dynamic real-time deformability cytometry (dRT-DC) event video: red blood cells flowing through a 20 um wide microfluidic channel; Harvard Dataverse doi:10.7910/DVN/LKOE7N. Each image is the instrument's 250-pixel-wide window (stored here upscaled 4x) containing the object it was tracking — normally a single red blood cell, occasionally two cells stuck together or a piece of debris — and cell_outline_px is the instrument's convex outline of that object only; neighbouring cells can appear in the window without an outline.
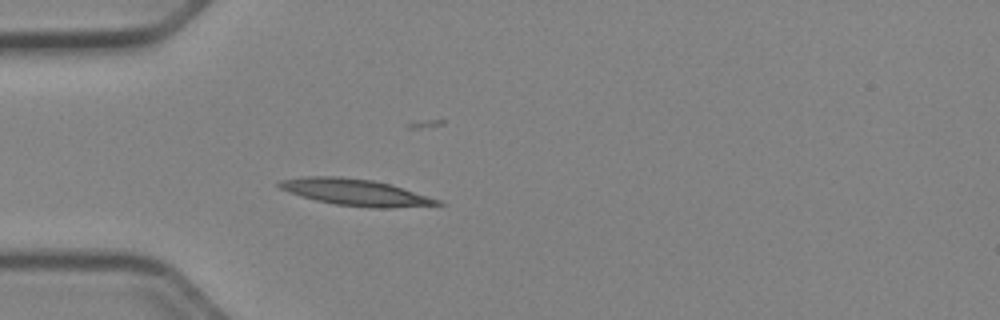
{"species": "Egyptian fruit bat (a non-hibernating species)", "species_latin": "Rousettus aegyptiacus", "temperature_condition": "cold", "stored_images_in_passage": 26, "camera_frame_rate_fps": 3000, "um_per_image_px": 0.085, "animal": {"sex": "female"}, "frame": {"image": 1, "passage_image": 1, "time_ms": 0.0, "image_size_px": [1000, 320], "cell_outline_px": [[444, 204], [388, 208], [372, 208], [336, 204], [316, 200], [300, 196], [288, 192], [280, 188], [276, 184], [280, 180], [304, 176], [340, 176], [372, 180], [388, 184], [440, 200]], "centroid_in_image_um": [30.14, 16.34], "position_along_channel_um": 54.9, "area_um2": 24.16}}
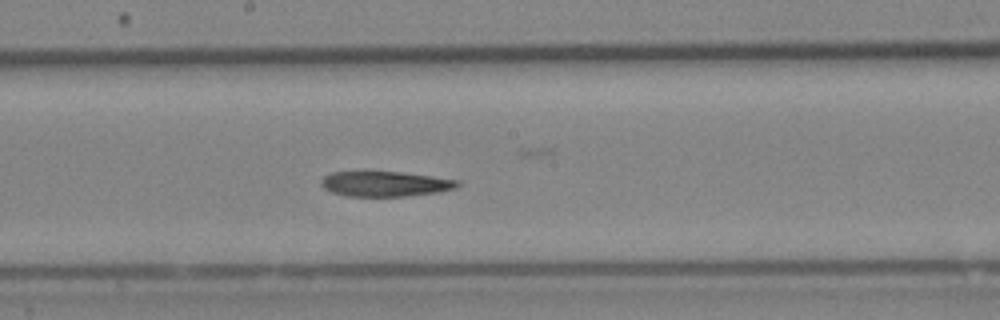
{"frame": {"image": 2, "passage_image": 14, "time_ms": 4.333, "image_size_px": [1000, 320], "cell_outline_px": [[460, 184], [456, 188], [440, 192], [408, 196], [344, 196], [332, 192], [324, 188], [320, 184], [320, 180], [324, 176], [332, 172], [400, 172], [432, 176], [460, 180]], "centroid_in_image_um": [32.75, 15.63], "position_along_channel_um": 215.4, "area_um2": 20.06}}
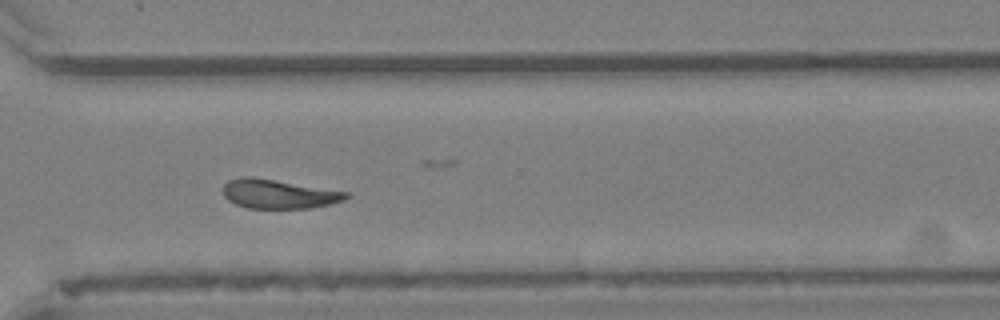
{"frame": {"image": 3, "passage_image": 24, "time_ms": 7.667, "image_size_px": [1000, 320], "cell_outline_px": [[352, 196], [344, 200], [312, 208], [248, 208], [236, 204], [228, 200], [224, 196], [224, 184], [228, 180], [240, 176], [252, 176], [348, 192]], "centroid_in_image_um": [23.67, 16.48], "position_along_channel_um": 346.9, "area_um2": 20.87}}